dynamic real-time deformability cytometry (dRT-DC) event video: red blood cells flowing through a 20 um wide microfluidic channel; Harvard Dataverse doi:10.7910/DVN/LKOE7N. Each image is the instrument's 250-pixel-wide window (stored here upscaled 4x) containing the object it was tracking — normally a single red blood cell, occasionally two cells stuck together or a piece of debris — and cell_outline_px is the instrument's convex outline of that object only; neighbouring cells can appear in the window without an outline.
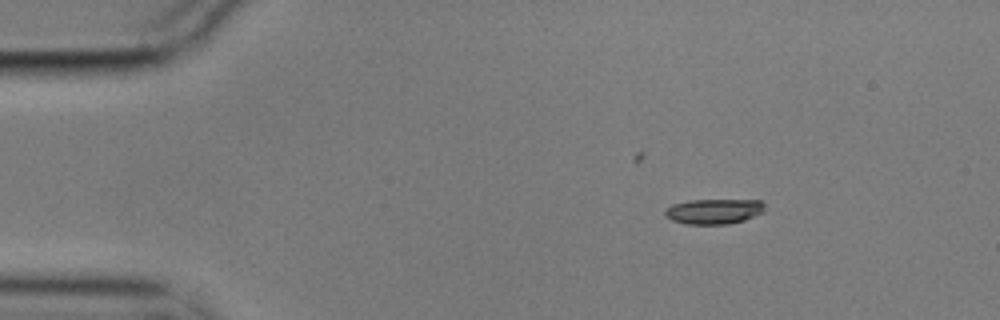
{"species": "common noctule bat (a hibernating species)", "species_latin": "Nyctalus noctula", "temperature_condition": "cold", "stored_images_in_passage": 5, "camera_frame_rate_fps": 3000, "um_per_image_px": 0.085, "animal": {"sex": "male", "body_mass_g": 17.9}, "frame": {"image": 1, "passage_image": 2, "time_ms": 0.333, "image_size_px": [1000, 320], "cell_outline_px": [[764, 208], [760, 212], [744, 220], [728, 224], [684, 224], [672, 220], [664, 216], [664, 212], [672, 204], [688, 200], [760, 200], [764, 204]], "centroid_in_image_um": [60.62, 17.96], "position_along_channel_um": 24.4, "area_um2": 14.51}}
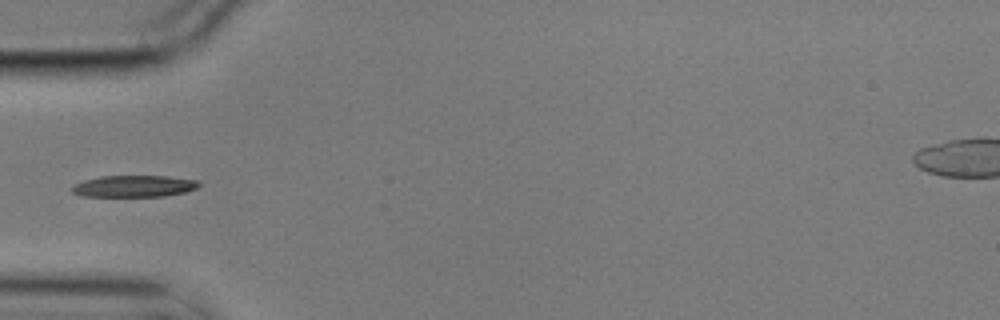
{"frame": {"image": 2, "passage_image": 5, "time_ms": 1.333, "image_size_px": [1000, 320], "cell_outline_px": [[200, 184], [196, 188], [184, 192], [164, 196], [80, 196], [72, 192], [72, 184], [84, 180], [100, 176], [168, 176], [196, 180]], "centroid_in_image_um": [11.34, 15.82], "position_along_channel_um": 73.7, "area_um2": 15.95}}